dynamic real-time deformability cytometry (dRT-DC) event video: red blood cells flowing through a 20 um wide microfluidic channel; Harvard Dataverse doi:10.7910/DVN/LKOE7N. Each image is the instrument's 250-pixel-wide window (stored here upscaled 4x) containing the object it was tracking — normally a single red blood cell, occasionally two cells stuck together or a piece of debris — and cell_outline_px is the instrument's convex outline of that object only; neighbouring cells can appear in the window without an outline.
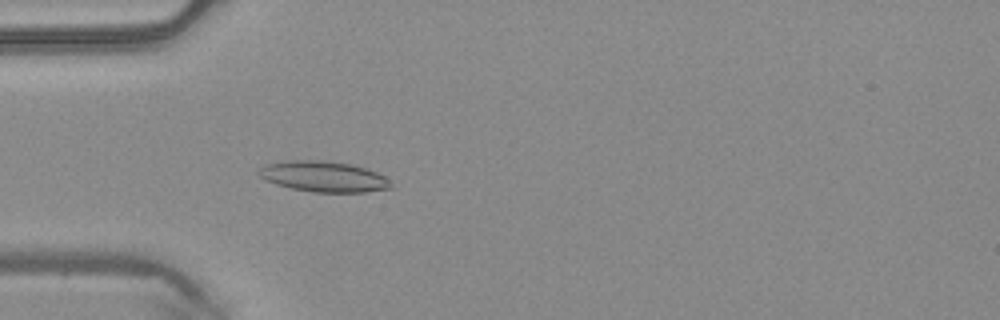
{"species": "common noctule bat (a hibernating species)", "species_latin": "Nyctalus noctula", "temperature_condition": "warm", "stored_images_in_passage": 46, "camera_frame_rate_fps": 3000, "um_per_image_px": 0.085, "animal": {"sex": "male", "body_mass_g": 20.4}, "frame": {"image": 1, "passage_image": 12, "time_ms": 3.667, "image_size_px": [1000, 320], "cell_outline_px": [[392, 188], [364, 192], [312, 192], [292, 188], [276, 184], [264, 180], [256, 172], [264, 164], [292, 160], [324, 160], [352, 164], [376, 172], [384, 176], [392, 184]], "centroid_in_image_um": [27.48, 15.0], "position_along_channel_um": 57.5, "area_um2": 23.64}}
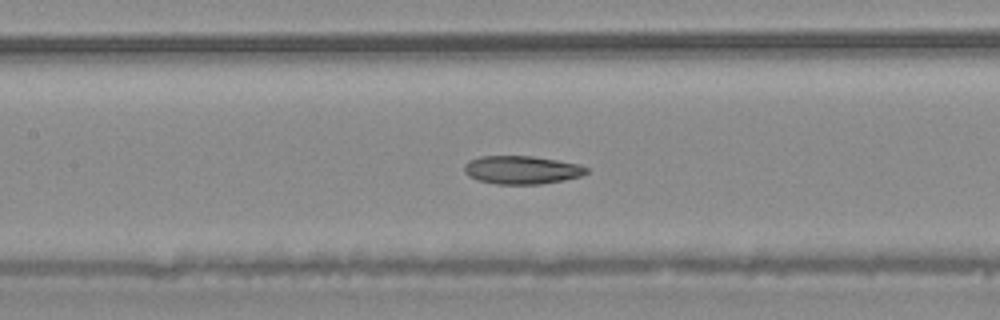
{"frame": {"image": 2, "passage_image": 20, "time_ms": 6.333, "image_size_px": [1000, 320], "cell_outline_px": [[588, 172], [580, 176], [564, 180], [540, 184], [496, 184], [476, 180], [468, 176], [464, 172], [464, 164], [468, 160], [480, 156], [532, 156], [556, 160], [576, 164], [588, 168]], "centroid_in_image_um": [44.29, 14.44], "position_along_channel_um": 163.1, "area_um2": 20.11}}
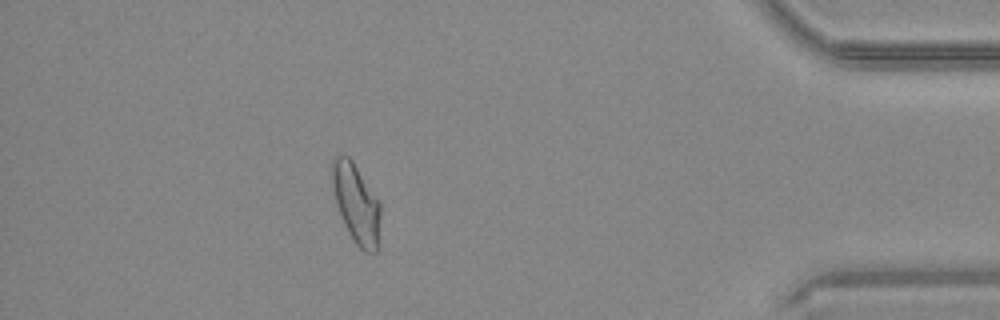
{"frame": {"image": 3, "passage_image": 41, "time_ms": 13.333, "image_size_px": [1000, 320], "cell_outline_px": [[380, 216], [376, 252], [364, 252], [352, 240], [344, 224], [336, 204], [332, 184], [332, 156], [348, 156], [352, 160], [380, 200]], "centroid_in_image_um": [30.27, 17.28], "position_along_channel_um": 404.9, "area_um2": 22.31}, "authors_computed_cell_mechanics": {"area_um2": 21.7039, "velocity_mm_per_s": 4.104, "shape_relaxation_time_tau1_ms": null, "shape_relaxation_time_tau2_ms": 3.7751, "deformation_change_tau1": null, "deformation_change_tau2": 0.1028}}